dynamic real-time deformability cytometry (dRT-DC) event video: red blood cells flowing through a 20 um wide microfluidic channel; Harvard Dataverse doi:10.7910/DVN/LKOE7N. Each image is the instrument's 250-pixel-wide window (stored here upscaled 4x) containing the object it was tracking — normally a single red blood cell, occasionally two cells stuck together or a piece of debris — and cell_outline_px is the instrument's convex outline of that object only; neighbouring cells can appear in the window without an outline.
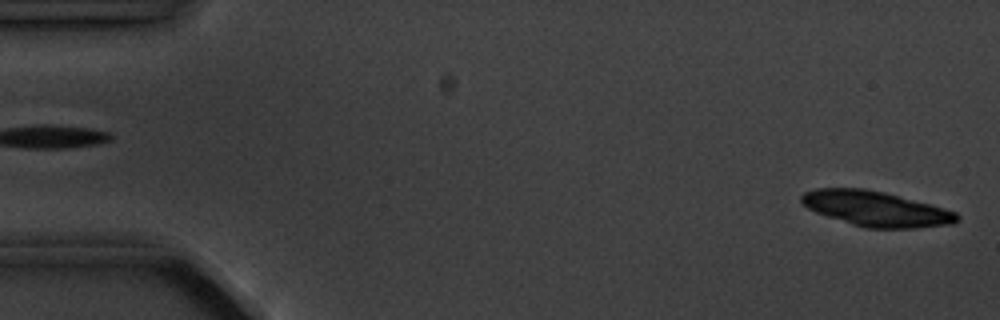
{"species": "common noctule bat (a hibernating species)", "species_latin": "Nyctalus noctula", "temperature_condition": "cold", "stored_images_in_passage": 3, "camera_frame_rate_fps": 3000, "um_per_image_px": 0.085, "animal": {"sex": "male", "body_mass_g": 20.1, "forearm_length_mm": 53.5}, "frame": {"image": 1, "passage_image": 3, "time_ms": 2.333, "image_size_px": [1000, 320], "cell_outline_px": [[960, 220], [952, 224], [916, 228], [864, 228], [816, 212], [808, 208], [800, 200], [800, 196], [804, 192], [816, 188], [864, 188], [884, 192], [932, 204], [956, 212], [960, 216]], "centroid_in_image_um": [74.48, 17.74], "position_along_channel_um": 10.5, "area_um2": 31.85}}